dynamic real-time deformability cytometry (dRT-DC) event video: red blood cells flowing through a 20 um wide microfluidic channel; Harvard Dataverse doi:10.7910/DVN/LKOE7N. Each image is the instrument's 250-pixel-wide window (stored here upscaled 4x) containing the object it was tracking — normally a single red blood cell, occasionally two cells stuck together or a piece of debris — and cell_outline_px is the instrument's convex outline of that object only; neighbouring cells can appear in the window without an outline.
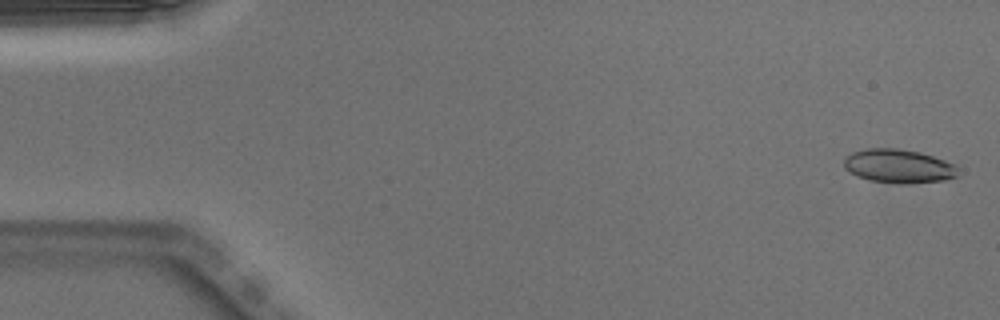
{"species": "Egyptian fruit bat (a non-hibernating species)", "species_latin": "Rousettus aegyptiacus", "temperature_condition": "warm", "stored_images_in_passage": 51, "camera_frame_rate_fps": 3000, "um_per_image_px": 0.085, "animal": {"sex": "male"}, "frame": {"image": 1, "passage_image": 2, "time_ms": 0.333, "image_size_px": [1000, 320], "cell_outline_px": [[960, 176], [944, 180], [904, 184], [868, 180], [856, 176], [844, 168], [844, 160], [852, 152], [868, 148], [896, 148], [920, 152], [956, 164]], "centroid_in_image_um": [76.4, 14.12], "position_along_channel_um": 8.6, "area_um2": 22.54}}
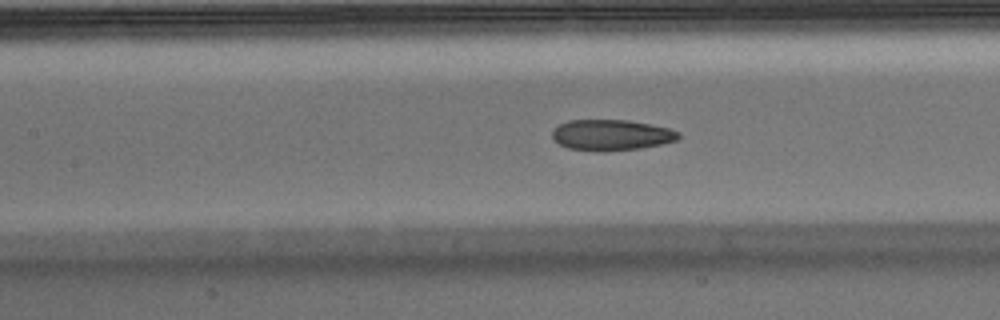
{"frame": {"image": 2, "passage_image": 23, "time_ms": 7.333, "image_size_px": [1000, 320], "cell_outline_px": [[680, 136], [676, 140], [660, 144], [640, 148], [604, 152], [568, 148], [560, 144], [552, 136], [552, 132], [560, 124], [568, 120], [628, 120], [668, 128], [680, 132]], "centroid_in_image_um": [51.96, 11.48], "position_along_channel_um": 155.4, "area_um2": 22.48}}
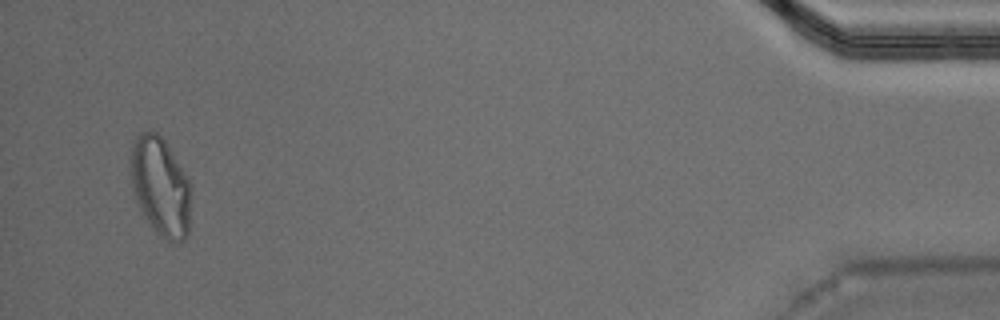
{"frame": {"image": 3, "passage_image": 49, "time_ms": 16.0, "image_size_px": [1000, 320], "cell_outline_px": [[192, 192], [188, 236], [184, 240], [172, 244], [160, 236], [156, 232], [144, 216], [132, 192], [132, 140], [140, 132], [156, 132], [164, 136], [188, 176], [192, 184]], "centroid_in_image_um": [13.7, 15.86], "position_along_channel_um": 421.5, "area_um2": 35.6}, "authors_computed_cell_mechanics": {"area_um2": 23.2356, "velocity_mm_per_s": 3.9917, "shape_relaxation_time_tau1_ms": null, "shape_relaxation_time_tau2_ms": 2.9985, "deformation_change_tau1": null, "deformation_change_tau2": 0.1008}}